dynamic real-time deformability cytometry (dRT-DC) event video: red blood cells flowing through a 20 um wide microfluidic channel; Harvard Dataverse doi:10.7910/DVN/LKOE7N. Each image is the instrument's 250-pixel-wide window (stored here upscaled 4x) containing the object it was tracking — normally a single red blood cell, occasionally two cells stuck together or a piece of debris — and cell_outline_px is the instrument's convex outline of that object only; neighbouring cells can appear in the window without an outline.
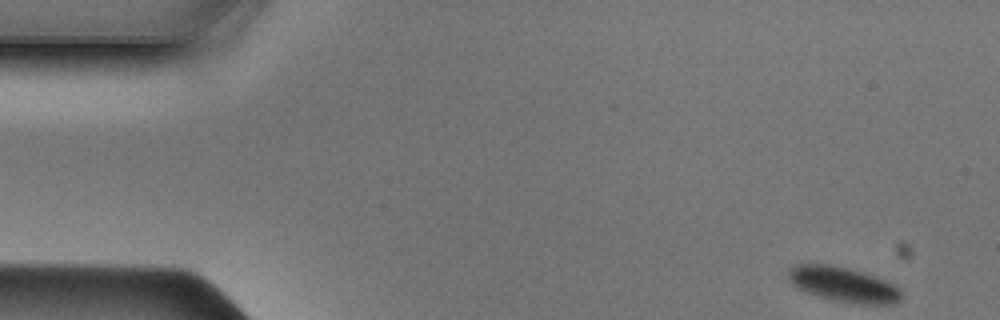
{"species": "Egyptian fruit bat (a non-hibernating species)", "species_latin": "Rousettus aegyptiacus", "temperature_condition": "cold", "stored_images_in_passage": 47, "camera_frame_rate_fps": 3000, "um_per_image_px": 0.085, "animal": {"sex": "male"}, "frame": {"image": 1, "passage_image": 1, "time_ms": 0.0, "image_size_px": [1000, 320], "cell_outline_px": [[904, 296], [896, 304], [852, 304], [832, 300], [808, 292], [792, 284], [788, 280], [788, 272], [796, 264], [828, 264], [848, 268], [884, 280], [892, 284]], "centroid_in_image_um": [71.69, 24.2], "position_along_channel_um": 13.3, "area_um2": 22.72}}
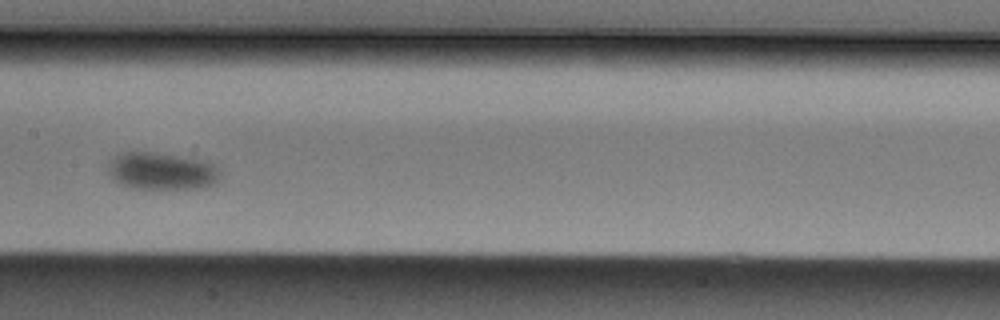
{"frame": {"image": 2, "passage_image": 22, "time_ms": 7.0, "image_size_px": [1000, 320], "cell_outline_px": [[220, 180], [204, 188], [132, 188], [120, 184], [112, 180], [108, 172], [108, 160], [112, 156], [120, 152], [152, 152], [192, 156], [216, 164], [220, 168]], "centroid_in_image_um": [13.76, 14.51], "position_along_channel_um": 193.6, "area_um2": 25.14}}
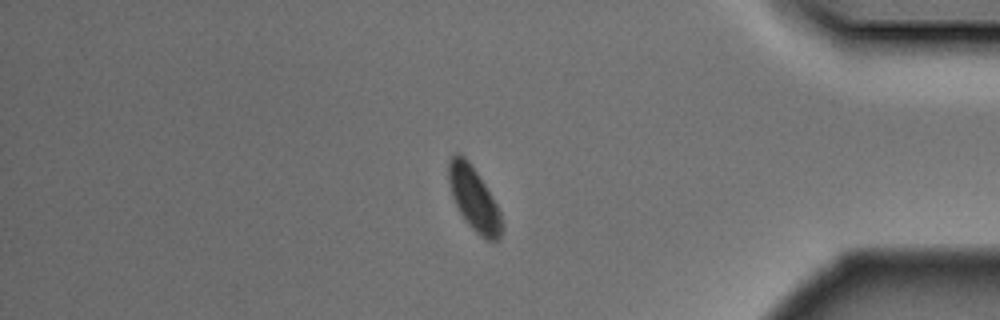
{"frame": {"image": 3, "passage_image": 39, "time_ms": 12.667, "image_size_px": [1000, 320], "cell_outline_px": [[504, 224], [500, 240], [488, 240], [480, 236], [468, 224], [460, 212], [452, 196], [448, 180], [448, 160], [456, 152], [460, 152], [468, 160], [484, 184], [496, 204], [500, 212]], "centroid_in_image_um": [40.28, 16.9], "position_along_channel_um": 394.9, "area_um2": 19.59}}